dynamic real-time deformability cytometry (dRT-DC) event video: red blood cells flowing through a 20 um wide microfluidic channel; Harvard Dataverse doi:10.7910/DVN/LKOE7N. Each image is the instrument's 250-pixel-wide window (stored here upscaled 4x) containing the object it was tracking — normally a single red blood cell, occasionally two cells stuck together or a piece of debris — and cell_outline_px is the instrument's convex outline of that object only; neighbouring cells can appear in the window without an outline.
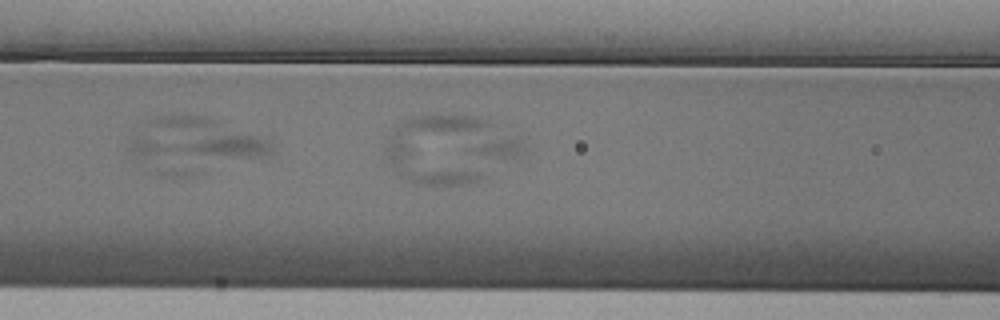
{"species": "Egyptian fruit bat (a non-hibernating species)", "species_latin": "Rousettus aegyptiacus", "temperature_condition": "cold", "stored_images_in_passage": 9, "camera_frame_rate_fps": 3000, "um_per_image_px": 0.085, "animal": {"sex": "male"}, "frame": {"image": 1, "passage_image": 6, "time_ms": 1.667, "image_size_px": [1000, 320], "cell_outline_px": [[272, 152], [260, 156], [136, 156], [128, 148], [132, 140], [144, 120], [156, 116], [204, 116], [216, 120], [272, 140]], "centroid_in_image_um": [16.64, 11.78], "position_along_channel_um": 150.0, "area_um2": 33.18}}